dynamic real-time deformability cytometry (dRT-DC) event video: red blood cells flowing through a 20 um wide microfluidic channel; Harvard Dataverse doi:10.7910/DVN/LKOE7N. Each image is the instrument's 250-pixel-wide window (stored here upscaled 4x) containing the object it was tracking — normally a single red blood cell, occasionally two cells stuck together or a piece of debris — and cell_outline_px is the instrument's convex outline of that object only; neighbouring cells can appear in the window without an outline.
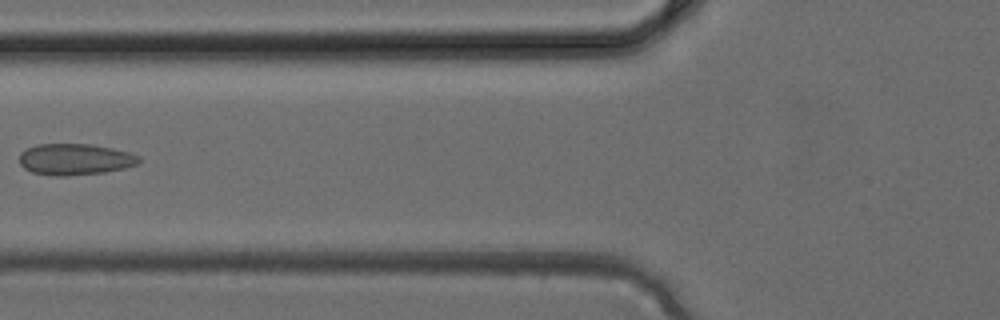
{"species": "common noctule bat (a hibernating species)", "species_latin": "Nyctalus noctula", "temperature_condition": "cold", "stored_images_in_passage": 4, "camera_frame_rate_fps": 3000, "um_per_image_px": 0.085, "animal": {"sex": "female", "body_mass_g": 24.6, "forearm_length_mm": 56.2}, "frame": {"image": 1, "passage_image": 4, "time_ms": 1.0, "image_size_px": [1000, 320], "cell_outline_px": [[140, 160], [136, 164], [124, 168], [104, 172], [68, 176], [52, 176], [32, 172], [24, 168], [20, 164], [20, 152], [28, 148], [40, 144], [92, 144], [112, 148], [128, 152], [140, 156]], "centroid_in_image_um": [6.36, 13.54], "position_along_channel_um": 119.4, "area_um2": 21.79}}